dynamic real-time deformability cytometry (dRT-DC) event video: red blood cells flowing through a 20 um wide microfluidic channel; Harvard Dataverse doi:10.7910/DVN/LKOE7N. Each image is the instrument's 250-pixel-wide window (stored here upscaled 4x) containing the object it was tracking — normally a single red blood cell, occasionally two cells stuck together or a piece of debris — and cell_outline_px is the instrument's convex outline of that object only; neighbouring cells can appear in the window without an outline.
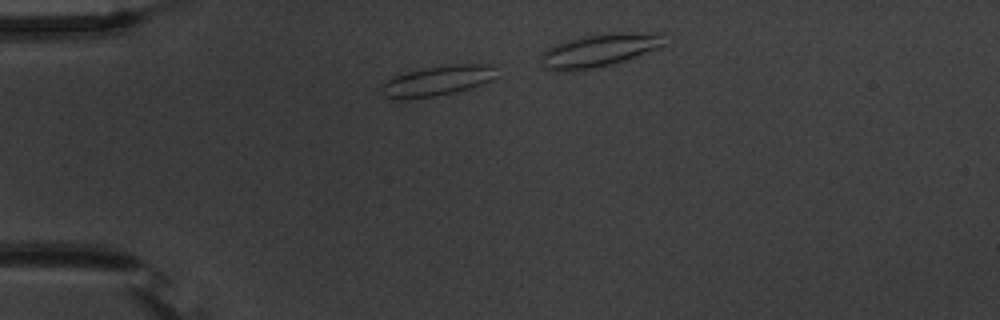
{"species": "common noctule bat (a hibernating species)", "species_latin": "Nyctalus noctula", "temperature_condition": "warm", "stored_images_in_passage": 17, "camera_frame_rate_fps": 3000, "um_per_image_px": 0.085, "animal": {"sex": "male", "body_mass_g": 20.1, "forearm_length_mm": 53.5}, "frame": {"image": 1, "passage_image": 4, "time_ms": 1.0, "image_size_px": [1000, 320], "cell_outline_px": [[500, 76], [492, 80], [456, 92], [436, 96], [384, 96], [380, 92], [380, 84], [384, 80], [392, 76], [408, 72], [428, 68], [452, 64], [492, 64]], "centroid_in_image_um": [37.25, 6.82], "position_along_channel_um": 47.7, "area_um2": 19.71}}
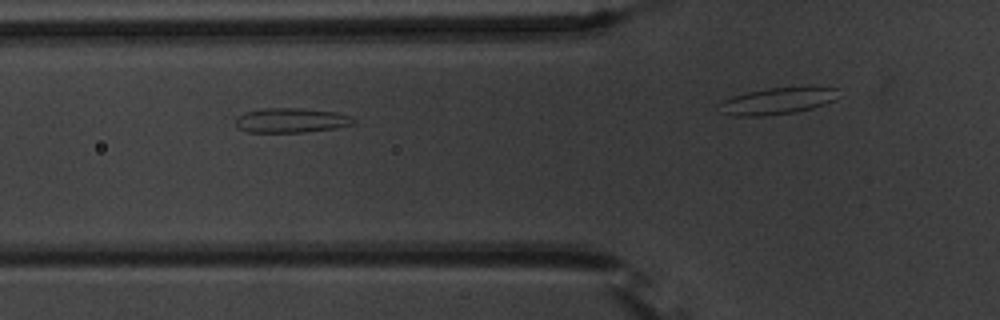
{"frame": {"image": 2, "passage_image": 10, "time_ms": 3.0, "image_size_px": [1000, 320], "cell_outline_px": [[356, 124], [336, 128], [308, 132], [248, 132], [240, 128], [236, 124], [236, 116], [244, 112], [260, 108], [300, 108], [336, 112], [352, 116], [356, 120]], "centroid_in_image_um": [24.79, 10.22], "position_along_channel_um": 101.0, "area_um2": 17.17}}
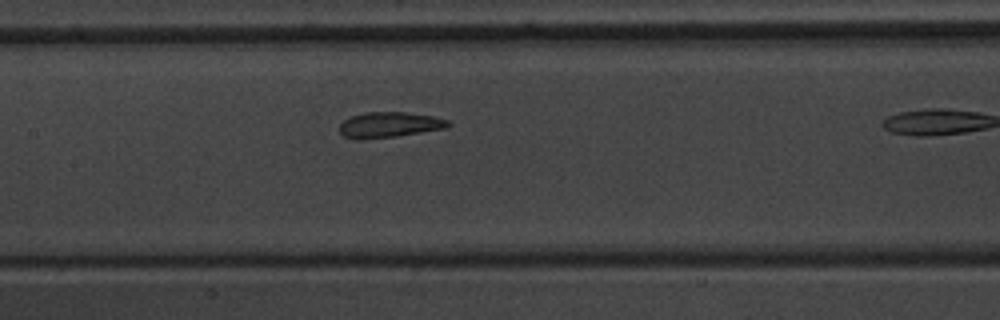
{"frame": {"image": 3, "passage_image": 16, "time_ms": 5.0, "image_size_px": [1000, 320], "cell_outline_px": [[452, 124], [448, 128], [396, 136], [352, 140], [344, 136], [340, 132], [340, 124], [344, 120], [352, 116], [364, 112], [404, 112], [432, 116], [448, 120]], "centroid_in_image_um": [33.1, 10.61], "position_along_channel_um": 174.3, "area_um2": 16.13}}